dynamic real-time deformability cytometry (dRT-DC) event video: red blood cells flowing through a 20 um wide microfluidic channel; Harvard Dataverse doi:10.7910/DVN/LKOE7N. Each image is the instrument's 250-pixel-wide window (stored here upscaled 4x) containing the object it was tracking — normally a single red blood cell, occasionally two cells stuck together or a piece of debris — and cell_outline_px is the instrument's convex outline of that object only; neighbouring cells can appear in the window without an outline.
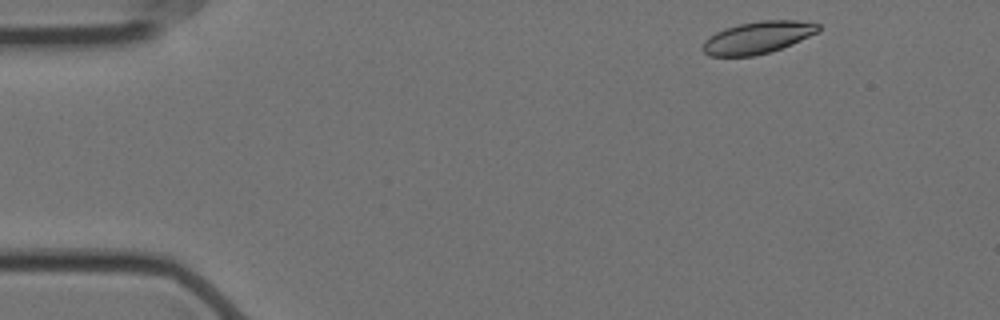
{"species": "Egyptian fruit bat (a non-hibernating species)", "species_latin": "Rousettus aegyptiacus", "temperature_condition": "cold", "stored_images_in_passage": 53, "camera_frame_rate_fps": 3000, "um_per_image_px": 0.085, "animal": {"sex": "female"}, "frame": {"image": 1, "passage_image": 2, "time_ms": 0.333, "image_size_px": [1000, 320], "cell_outline_px": [[820, 32], [792, 44], [768, 52], [752, 56], [708, 56], [700, 48], [704, 40], [708, 36], [724, 28], [740, 24], [760, 20], [796, 20], [820, 24]], "centroid_in_image_um": [64.39, 3.18], "position_along_channel_um": 20.6, "area_um2": 21.79}}
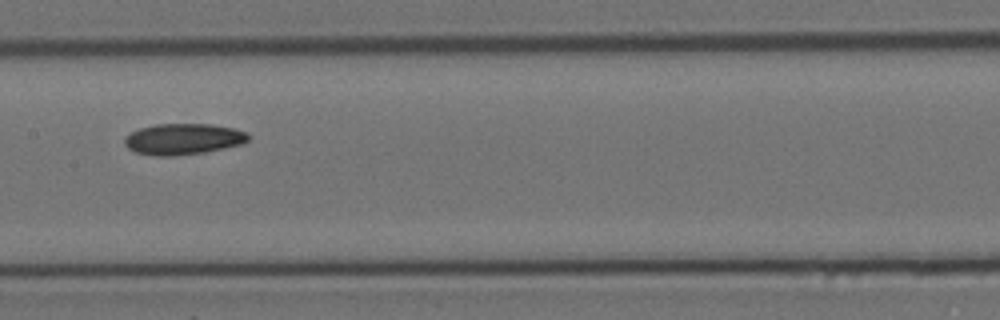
{"frame": {"image": 2, "passage_image": 24, "time_ms": 7.667, "image_size_px": [1000, 320], "cell_outline_px": [[248, 140], [240, 144], [224, 148], [204, 152], [176, 156], [156, 156], [136, 152], [128, 148], [124, 144], [124, 140], [132, 132], [140, 128], [156, 124], [212, 124], [232, 128], [244, 132], [248, 136]], "centroid_in_image_um": [15.54, 11.82], "position_along_channel_um": 191.9, "area_um2": 22.14}}
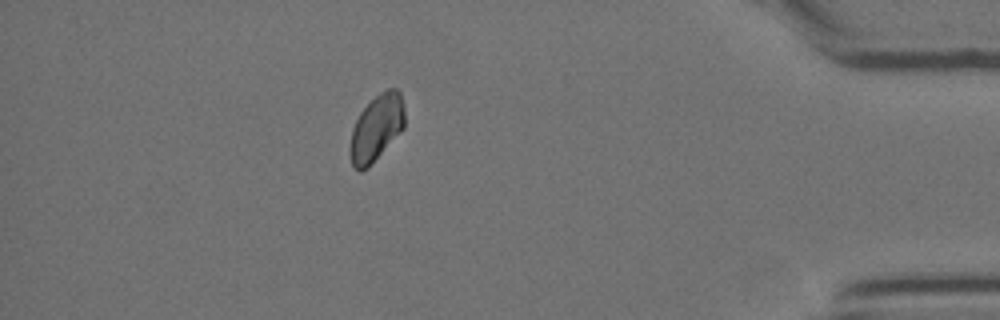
{"frame": {"image": 3, "passage_image": 46, "time_ms": 15.0, "image_size_px": [1000, 320], "cell_outline_px": [[404, 128], [368, 168], [360, 172], [352, 164], [348, 152], [348, 148], [352, 128], [360, 112], [380, 92], [388, 88], [396, 88], [400, 92], [404, 108]], "centroid_in_image_um": [31.98, 10.9], "position_along_channel_um": 403.2, "area_um2": 21.15}}